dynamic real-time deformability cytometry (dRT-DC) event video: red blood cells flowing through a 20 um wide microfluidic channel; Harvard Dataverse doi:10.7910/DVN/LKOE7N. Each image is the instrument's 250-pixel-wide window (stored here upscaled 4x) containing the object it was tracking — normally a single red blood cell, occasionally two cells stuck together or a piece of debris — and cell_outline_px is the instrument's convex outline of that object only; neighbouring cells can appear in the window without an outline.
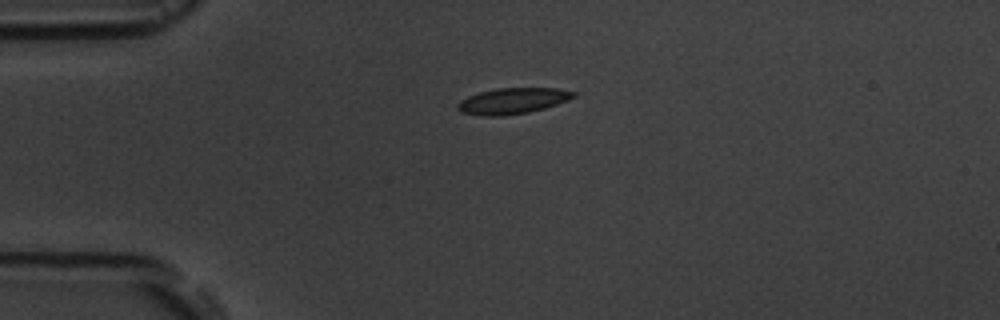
{"species": "common noctule bat (a hibernating species)", "species_latin": "Nyctalus noctula", "temperature_condition": "room temperature", "stored_images_in_passage": 3, "camera_frame_rate_fps": 3000, "um_per_image_px": 0.085, "animal": {"sex": "male", "body_mass_g": 19.5, "forearm_length_mm": 54.6}, "frame": {"image": 1, "passage_image": 3, "time_ms": 4.667, "image_size_px": [1000, 320], "cell_outline_px": [[576, 96], [568, 100], [544, 108], [528, 112], [500, 116], [480, 116], [460, 112], [456, 108], [456, 104], [460, 100], [468, 96], [480, 92], [496, 88], [556, 88], [576, 92]], "centroid_in_image_um": [43.53, 8.58], "position_along_channel_um": 41.5, "area_um2": 17.57}}